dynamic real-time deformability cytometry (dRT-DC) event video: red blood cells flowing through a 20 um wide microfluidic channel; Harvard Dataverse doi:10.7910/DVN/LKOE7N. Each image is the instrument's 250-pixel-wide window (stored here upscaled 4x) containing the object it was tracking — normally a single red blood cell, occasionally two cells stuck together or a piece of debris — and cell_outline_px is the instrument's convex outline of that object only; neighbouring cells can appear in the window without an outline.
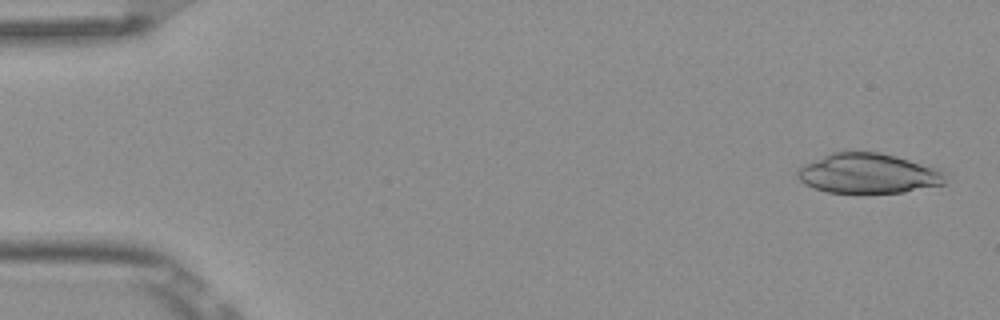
{"species": "Egyptian fruit bat (a non-hibernating species)", "species_latin": "Rousettus aegyptiacus", "temperature_condition": "room temperature", "stored_images_in_passage": 5, "camera_frame_rate_fps": 3000, "um_per_image_px": 0.085, "frame": {"image": 1, "passage_image": 1, "time_ms": 0.0, "image_size_px": [1000, 320], "cell_outline_px": [[944, 184], [904, 192], [828, 192], [804, 184], [796, 176], [796, 172], [804, 164], [832, 152], [880, 152], [932, 164], [940, 168], [944, 172]], "centroid_in_image_um": [73.85, 14.72], "position_along_channel_um": 11.1, "area_um2": 34.51}}